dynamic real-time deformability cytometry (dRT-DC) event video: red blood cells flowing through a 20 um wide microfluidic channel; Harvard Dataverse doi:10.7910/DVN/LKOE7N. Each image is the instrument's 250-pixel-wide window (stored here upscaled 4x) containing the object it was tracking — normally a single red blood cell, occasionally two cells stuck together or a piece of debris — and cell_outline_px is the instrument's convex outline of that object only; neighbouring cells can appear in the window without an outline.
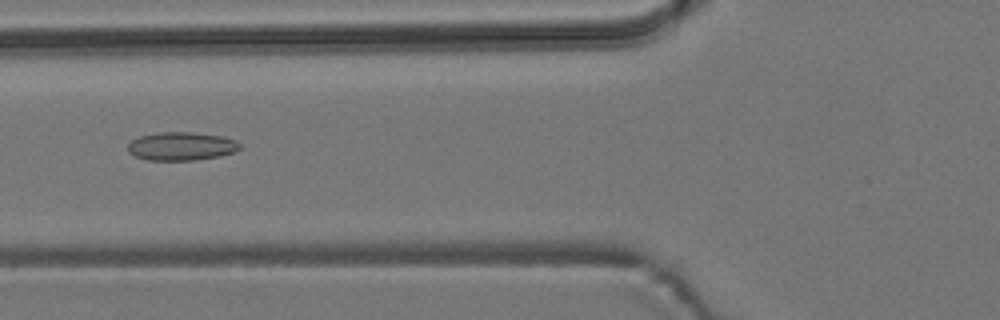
{"species": "common noctule bat (a hibernating species)", "species_latin": "Nyctalus noctula", "temperature_condition": "room temperature", "stored_images_in_passage": 9, "camera_frame_rate_fps": 3000, "um_per_image_px": 0.085, "animal": {"sex": "male", "body_mass_g": 19.2, "forearm_length_mm": 51.8}, "frame": {"image": 1, "passage_image": 6, "time_ms": 6.0, "image_size_px": [1000, 320], "cell_outline_px": [[240, 148], [236, 152], [220, 156], [196, 160], [148, 160], [136, 156], [128, 152], [128, 144], [132, 140], [140, 136], [156, 132], [192, 132], [224, 136], [236, 140], [240, 144]], "centroid_in_image_um": [15.45, 12.42], "position_along_channel_um": 110.4, "area_um2": 18.67}}
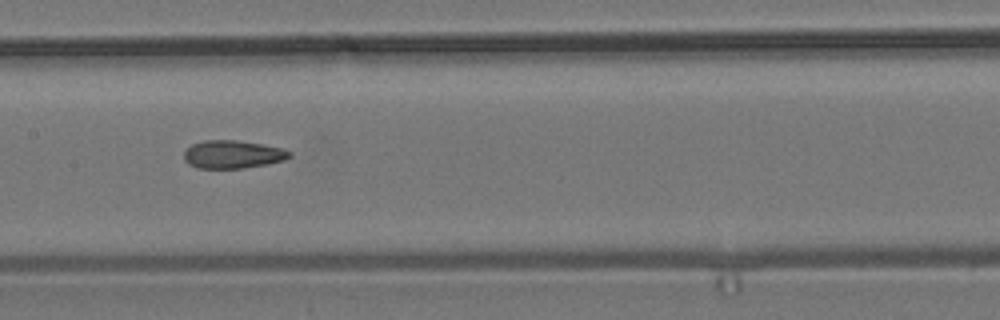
{"frame": {"image": 2, "passage_image": 8, "time_ms": 8.0, "image_size_px": [1000, 320], "cell_outline_px": [[292, 156], [284, 160], [268, 164], [244, 168], [196, 168], [188, 164], [184, 160], [184, 152], [192, 144], [204, 140], [236, 140], [284, 148], [292, 152]], "centroid_in_image_um": [19.79, 13.12], "position_along_channel_um": 187.6, "area_um2": 17.34}}
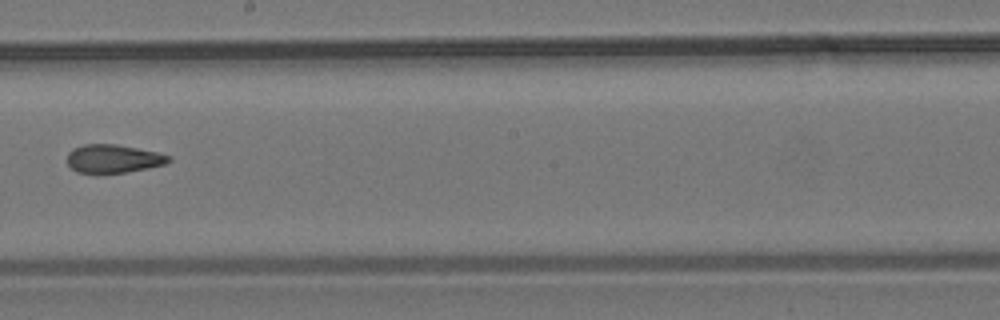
{"frame": {"image": 3, "passage_image": 9, "time_ms": 9.333, "image_size_px": [1000, 320], "cell_outline_px": [[172, 160], [164, 164], [148, 168], [124, 172], [76, 172], [68, 164], [68, 152], [72, 148], [84, 144], [116, 144], [156, 152], [172, 156]], "centroid_in_image_um": [9.63, 13.47], "position_along_channel_um": 238.6, "area_um2": 16.53}}